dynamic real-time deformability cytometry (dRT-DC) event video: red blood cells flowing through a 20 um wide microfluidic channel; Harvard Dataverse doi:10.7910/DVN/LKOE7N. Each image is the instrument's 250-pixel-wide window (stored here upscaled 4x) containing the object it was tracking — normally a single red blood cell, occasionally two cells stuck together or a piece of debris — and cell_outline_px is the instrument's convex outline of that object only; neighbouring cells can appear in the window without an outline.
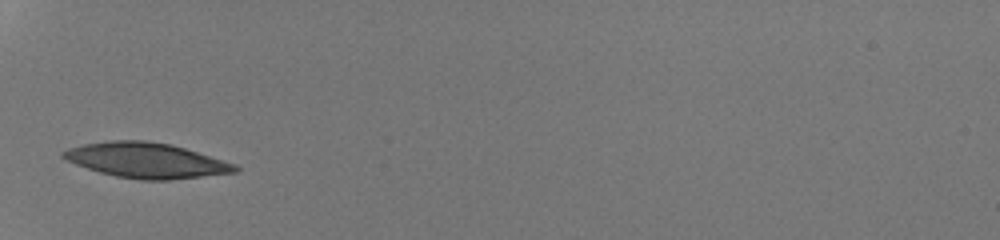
{"species": "human", "species_latin": "Homo sapiens", "temperature_condition": "room temperature", "stored_images_in_passage": 26, "camera_frame_rate_fps": 3000, "um_per_image_px": 0.085, "donor": {"sex": "male"}, "frame": {"image": 1, "passage_image": 1, "time_ms": 0.0, "image_size_px": [1000, 240], "cell_outline_px": [[240, 172], [168, 180], [140, 180], [116, 176], [100, 172], [76, 164], [60, 156], [60, 152], [68, 148], [84, 144], [112, 140], [144, 140], [172, 144], [236, 164], [240, 168]], "centroid_in_image_um": [12.46, 13.63], "position_along_channel_um": 72.5, "area_um2": 35.2}}
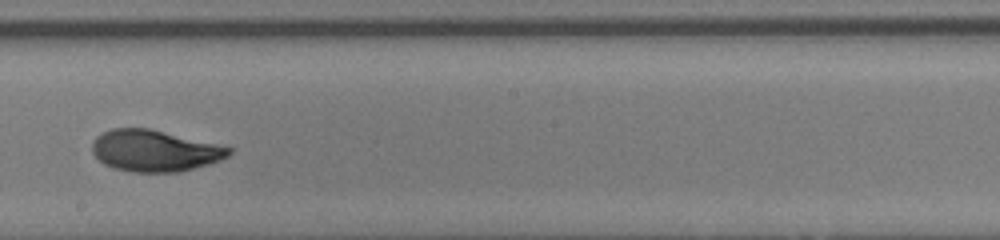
{"frame": {"image": 2, "passage_image": 13, "time_ms": 4.0, "image_size_px": [1000, 240], "cell_outline_px": [[232, 152], [228, 156], [220, 160], [208, 164], [176, 172], [136, 172], [116, 168], [104, 164], [92, 152], [92, 140], [96, 136], [112, 128], [148, 128], [216, 144], [232, 148]], "centroid_in_image_um": [13.11, 12.81], "position_along_channel_um": 235.1, "area_um2": 32.6}}
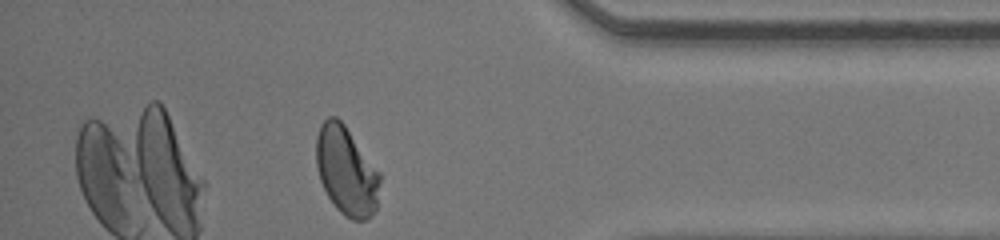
{"frame": {"image": 3, "passage_image": 26, "time_ms": 8.333, "image_size_px": [1000, 240], "cell_outline_px": [[380, 180], [376, 208], [364, 220], [352, 220], [344, 216], [336, 208], [328, 196], [320, 180], [316, 164], [316, 136], [320, 124], [328, 116], [336, 116], [344, 124], [380, 172]], "centroid_in_image_um": [29.42, 14.5], "position_along_channel_um": 405.8, "area_um2": 32.77}, "authors_computed_cell_mechanics": {"area_um2": 33.3217, "velocity_mm_per_s": 4.2846, "shape_relaxation_time_tau1_ms": 4.355, "shape_relaxation_time_tau2_ms": 0.7025, "deformation_change_tau1": 0.2008, "deformation_change_tau2": 0.0437}}